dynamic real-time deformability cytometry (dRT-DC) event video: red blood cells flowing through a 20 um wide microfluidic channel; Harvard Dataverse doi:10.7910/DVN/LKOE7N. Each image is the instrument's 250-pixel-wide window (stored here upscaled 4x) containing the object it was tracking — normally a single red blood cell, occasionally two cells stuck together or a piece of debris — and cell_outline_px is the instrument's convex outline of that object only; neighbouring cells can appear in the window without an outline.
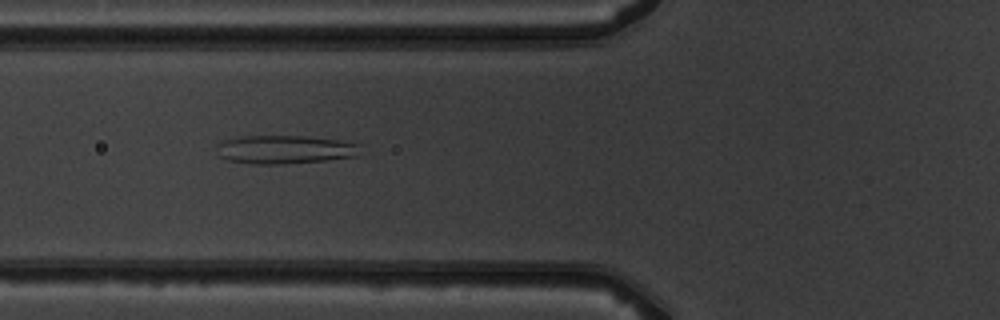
{"species": "common noctule bat (a hibernating species)", "species_latin": "Nyctalus noctula", "temperature_condition": "warm", "stored_images_in_passage": 8, "camera_frame_rate_fps": 3000, "um_per_image_px": 0.085, "animal": {"sex": "male", "body_mass_g": 19.5, "forearm_length_mm": 54.6}, "frame": {"image": 1, "passage_image": 6, "time_ms": 5.667, "image_size_px": [1000, 320], "cell_outline_px": [[360, 144], [352, 156], [328, 160], [280, 164], [252, 164], [228, 160], [220, 156], [216, 148], [216, 144], [224, 140], [240, 136], [304, 136], [336, 140]], "centroid_in_image_um": [24.09, 12.71], "position_along_channel_um": 101.7, "area_um2": 23.47}}
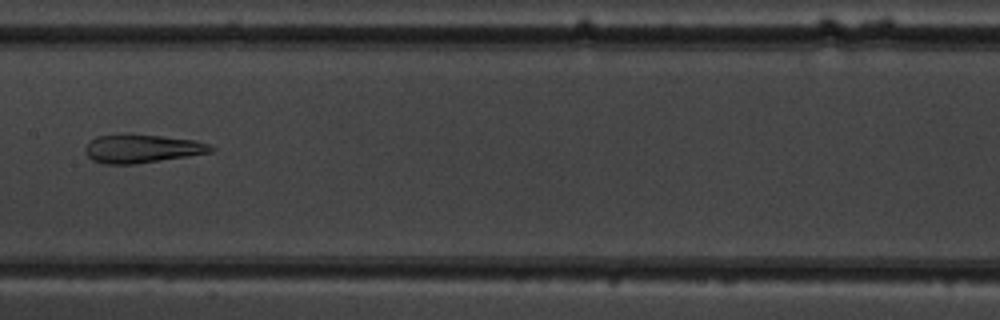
{"frame": {"image": 2, "passage_image": 8, "time_ms": 8.0, "image_size_px": [1000, 320], "cell_outline_px": [[216, 148], [212, 152], [132, 164], [104, 164], [92, 160], [84, 152], [84, 148], [96, 136], [124, 132], [132, 132], [196, 140], [208, 144]], "centroid_in_image_um": [12.03, 12.59], "position_along_channel_um": 195.4, "area_um2": 21.21}}